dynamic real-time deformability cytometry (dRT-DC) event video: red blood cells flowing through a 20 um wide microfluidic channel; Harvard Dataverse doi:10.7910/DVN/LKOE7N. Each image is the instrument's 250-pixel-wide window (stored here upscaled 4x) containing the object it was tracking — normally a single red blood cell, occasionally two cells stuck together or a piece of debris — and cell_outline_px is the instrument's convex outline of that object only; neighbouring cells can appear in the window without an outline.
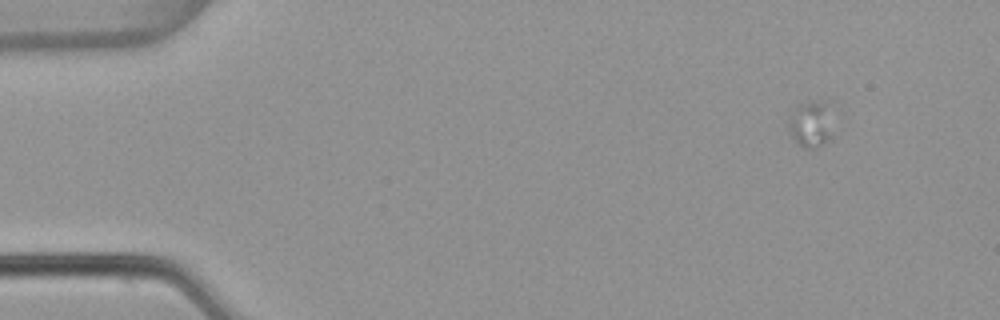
{"species": "common noctule bat (a hibernating species)", "species_latin": "Nyctalus noctula", "temperature_condition": "warm", "stored_images_in_passage": 5, "camera_frame_rate_fps": 3000, "um_per_image_px": 0.085, "animal": {"sex": "female", "body_mass_g": 22.7, "forearm_length_mm": 54.2}, "frame": {"image": 1, "passage_image": 2, "time_ms": 0.333, "image_size_px": [1000, 320], "cell_outline_px": [[832, 136], [816, 148], [804, 148], [792, 136], [788, 128], [788, 116], [792, 108], [796, 104], [820, 100], [824, 100]], "centroid_in_image_um": [68.83, 10.53], "position_along_channel_um": 16.2, "area_um2": 11.68}}
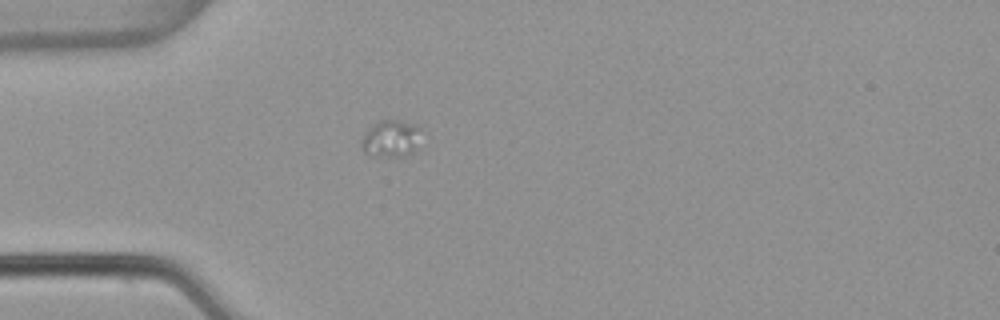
{"frame": {"image": 2, "passage_image": 5, "time_ms": 1.333, "image_size_px": [1000, 320], "cell_outline_px": [[420, 128], [416, 148], [412, 152], [404, 156], [368, 156], [364, 152], [360, 144], [360, 140], [368, 128], [380, 120], [396, 120], [416, 124]], "centroid_in_image_um": [33.18, 11.79], "position_along_channel_um": 51.8, "area_um2": 12.89}}